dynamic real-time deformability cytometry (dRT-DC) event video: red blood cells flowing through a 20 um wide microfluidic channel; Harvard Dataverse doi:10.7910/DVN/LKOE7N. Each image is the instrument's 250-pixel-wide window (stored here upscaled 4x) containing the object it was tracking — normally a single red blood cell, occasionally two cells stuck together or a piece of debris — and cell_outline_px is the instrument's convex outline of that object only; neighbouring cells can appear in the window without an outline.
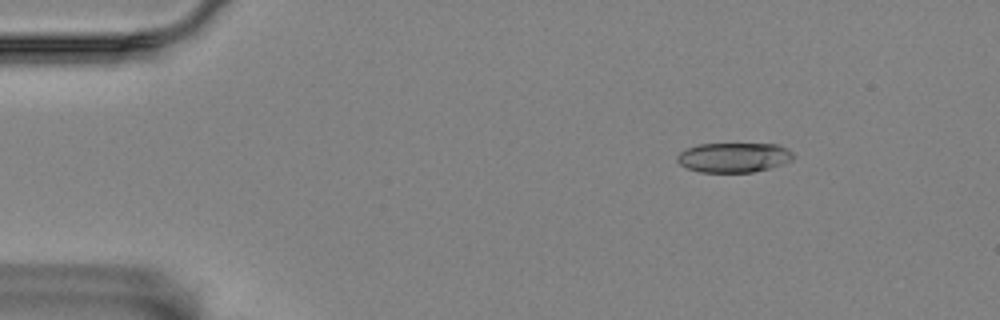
{"species": "Egyptian fruit bat (a non-hibernating species)", "species_latin": "Rousettus aegyptiacus", "temperature_condition": "room temperature", "stored_images_in_passage": 5, "camera_frame_rate_fps": 3000, "um_per_image_px": 0.085, "animal": {"sex": "female"}, "frame": {"image": 1, "passage_image": 1, "time_ms": 0.0, "image_size_px": [1000, 320], "cell_outline_px": [[792, 160], [768, 168], [752, 172], [700, 172], [688, 168], [680, 164], [676, 160], [676, 156], [684, 148], [696, 144], [776, 144], [788, 148], [792, 152]], "centroid_in_image_um": [62.32, 13.37], "position_along_channel_um": 22.7, "area_um2": 20.06}}
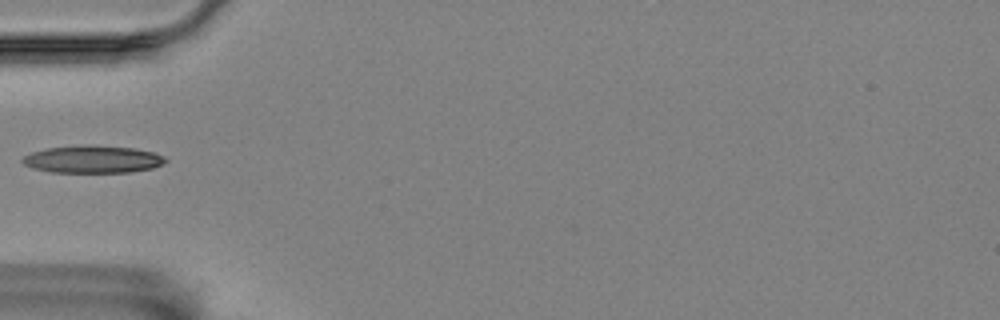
{"frame": {"image": 2, "passage_image": 4, "time_ms": 1.0, "image_size_px": [1000, 320], "cell_outline_px": [[168, 160], [164, 164], [152, 168], [132, 172], [52, 172], [32, 168], [24, 164], [20, 160], [24, 156], [32, 152], [48, 148], [84, 144], [92, 144], [132, 148], [156, 152], [164, 156]], "centroid_in_image_um": [7.91, 13.53], "position_along_channel_um": 77.1, "area_um2": 23.12}}
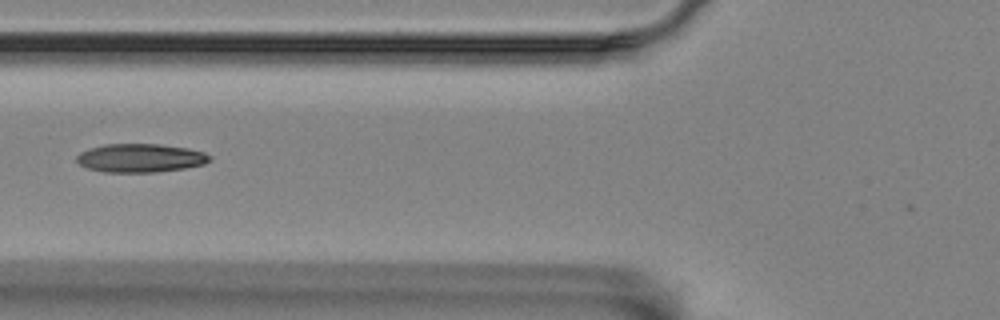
{"frame": {"image": 3, "passage_image": 5, "time_ms": 1.333, "image_size_px": [1000, 320], "cell_outline_px": [[212, 160], [204, 164], [184, 168], [156, 172], [104, 172], [88, 168], [80, 164], [76, 160], [76, 156], [80, 152], [88, 148], [104, 144], [160, 144], [188, 148], [204, 152], [212, 156]], "centroid_in_image_um": [11.94, 13.42], "position_along_channel_um": 113.9, "area_um2": 22.25}}